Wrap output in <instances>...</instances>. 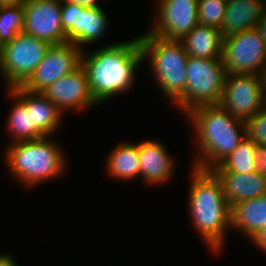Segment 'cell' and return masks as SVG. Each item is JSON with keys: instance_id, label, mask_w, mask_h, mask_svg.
<instances>
[{"instance_id": "13", "label": "cell", "mask_w": 266, "mask_h": 266, "mask_svg": "<svg viewBox=\"0 0 266 266\" xmlns=\"http://www.w3.org/2000/svg\"><path fill=\"white\" fill-rule=\"evenodd\" d=\"M23 9V32L50 45L66 42V34L61 23V0H24Z\"/></svg>"}, {"instance_id": "34", "label": "cell", "mask_w": 266, "mask_h": 266, "mask_svg": "<svg viewBox=\"0 0 266 266\" xmlns=\"http://www.w3.org/2000/svg\"><path fill=\"white\" fill-rule=\"evenodd\" d=\"M264 105L266 106V87H265V98H264Z\"/></svg>"}, {"instance_id": "29", "label": "cell", "mask_w": 266, "mask_h": 266, "mask_svg": "<svg viewBox=\"0 0 266 266\" xmlns=\"http://www.w3.org/2000/svg\"><path fill=\"white\" fill-rule=\"evenodd\" d=\"M255 29L258 31V33L263 38L265 46H266V12L261 17L260 21L256 24Z\"/></svg>"}, {"instance_id": "2", "label": "cell", "mask_w": 266, "mask_h": 266, "mask_svg": "<svg viewBox=\"0 0 266 266\" xmlns=\"http://www.w3.org/2000/svg\"><path fill=\"white\" fill-rule=\"evenodd\" d=\"M191 173L189 215L202 241L216 254L221 252L228 227H231V207L220 180L211 170L193 167Z\"/></svg>"}, {"instance_id": "35", "label": "cell", "mask_w": 266, "mask_h": 266, "mask_svg": "<svg viewBox=\"0 0 266 266\" xmlns=\"http://www.w3.org/2000/svg\"><path fill=\"white\" fill-rule=\"evenodd\" d=\"M264 79H265V86H266V72L264 74Z\"/></svg>"}, {"instance_id": "15", "label": "cell", "mask_w": 266, "mask_h": 266, "mask_svg": "<svg viewBox=\"0 0 266 266\" xmlns=\"http://www.w3.org/2000/svg\"><path fill=\"white\" fill-rule=\"evenodd\" d=\"M166 149L164 144L154 139L139 143L140 176L144 182L160 185L174 175L176 161Z\"/></svg>"}, {"instance_id": "7", "label": "cell", "mask_w": 266, "mask_h": 266, "mask_svg": "<svg viewBox=\"0 0 266 266\" xmlns=\"http://www.w3.org/2000/svg\"><path fill=\"white\" fill-rule=\"evenodd\" d=\"M51 45L25 32L3 46L0 73L7 88L22 86L43 60Z\"/></svg>"}, {"instance_id": "32", "label": "cell", "mask_w": 266, "mask_h": 266, "mask_svg": "<svg viewBox=\"0 0 266 266\" xmlns=\"http://www.w3.org/2000/svg\"><path fill=\"white\" fill-rule=\"evenodd\" d=\"M24 0H0V5L23 3Z\"/></svg>"}, {"instance_id": "24", "label": "cell", "mask_w": 266, "mask_h": 266, "mask_svg": "<svg viewBox=\"0 0 266 266\" xmlns=\"http://www.w3.org/2000/svg\"><path fill=\"white\" fill-rule=\"evenodd\" d=\"M24 25L23 3L0 5V41L3 45L23 32Z\"/></svg>"}, {"instance_id": "11", "label": "cell", "mask_w": 266, "mask_h": 266, "mask_svg": "<svg viewBox=\"0 0 266 266\" xmlns=\"http://www.w3.org/2000/svg\"><path fill=\"white\" fill-rule=\"evenodd\" d=\"M82 51V48L70 42L51 45L43 60L21 87L30 92L42 93L59 78L81 66Z\"/></svg>"}, {"instance_id": "27", "label": "cell", "mask_w": 266, "mask_h": 266, "mask_svg": "<svg viewBox=\"0 0 266 266\" xmlns=\"http://www.w3.org/2000/svg\"><path fill=\"white\" fill-rule=\"evenodd\" d=\"M256 171L266 175V146H258L257 148Z\"/></svg>"}, {"instance_id": "1", "label": "cell", "mask_w": 266, "mask_h": 266, "mask_svg": "<svg viewBox=\"0 0 266 266\" xmlns=\"http://www.w3.org/2000/svg\"><path fill=\"white\" fill-rule=\"evenodd\" d=\"M143 61L139 38L107 45L97 50L82 51L81 66L86 70L94 100L101 104L135 83V71Z\"/></svg>"}, {"instance_id": "28", "label": "cell", "mask_w": 266, "mask_h": 266, "mask_svg": "<svg viewBox=\"0 0 266 266\" xmlns=\"http://www.w3.org/2000/svg\"><path fill=\"white\" fill-rule=\"evenodd\" d=\"M254 246L266 252V226H264L260 232L251 240ZM266 254V253H265Z\"/></svg>"}, {"instance_id": "20", "label": "cell", "mask_w": 266, "mask_h": 266, "mask_svg": "<svg viewBox=\"0 0 266 266\" xmlns=\"http://www.w3.org/2000/svg\"><path fill=\"white\" fill-rule=\"evenodd\" d=\"M180 42L189 57H221L222 37L215 27L197 24Z\"/></svg>"}, {"instance_id": "9", "label": "cell", "mask_w": 266, "mask_h": 266, "mask_svg": "<svg viewBox=\"0 0 266 266\" xmlns=\"http://www.w3.org/2000/svg\"><path fill=\"white\" fill-rule=\"evenodd\" d=\"M265 87L264 76L226 74L219 105L246 121L264 106Z\"/></svg>"}, {"instance_id": "3", "label": "cell", "mask_w": 266, "mask_h": 266, "mask_svg": "<svg viewBox=\"0 0 266 266\" xmlns=\"http://www.w3.org/2000/svg\"><path fill=\"white\" fill-rule=\"evenodd\" d=\"M194 127L200 156L192 164L212 170L247 136L245 120L231 115L218 105H201L185 114Z\"/></svg>"}, {"instance_id": "18", "label": "cell", "mask_w": 266, "mask_h": 266, "mask_svg": "<svg viewBox=\"0 0 266 266\" xmlns=\"http://www.w3.org/2000/svg\"><path fill=\"white\" fill-rule=\"evenodd\" d=\"M266 12V0H232L220 28L222 38L251 30Z\"/></svg>"}, {"instance_id": "6", "label": "cell", "mask_w": 266, "mask_h": 266, "mask_svg": "<svg viewBox=\"0 0 266 266\" xmlns=\"http://www.w3.org/2000/svg\"><path fill=\"white\" fill-rule=\"evenodd\" d=\"M186 70L184 95L174 104L178 110L185 115L201 105H218L227 74L222 58L189 57Z\"/></svg>"}, {"instance_id": "22", "label": "cell", "mask_w": 266, "mask_h": 266, "mask_svg": "<svg viewBox=\"0 0 266 266\" xmlns=\"http://www.w3.org/2000/svg\"><path fill=\"white\" fill-rule=\"evenodd\" d=\"M8 95L13 99V105L7 117L6 128L12 136V142L36 140L44 136L32 125L31 110L10 90Z\"/></svg>"}, {"instance_id": "19", "label": "cell", "mask_w": 266, "mask_h": 266, "mask_svg": "<svg viewBox=\"0 0 266 266\" xmlns=\"http://www.w3.org/2000/svg\"><path fill=\"white\" fill-rule=\"evenodd\" d=\"M266 226V194L231 207V228L252 240Z\"/></svg>"}, {"instance_id": "33", "label": "cell", "mask_w": 266, "mask_h": 266, "mask_svg": "<svg viewBox=\"0 0 266 266\" xmlns=\"http://www.w3.org/2000/svg\"><path fill=\"white\" fill-rule=\"evenodd\" d=\"M3 44H2V42L0 41V57H1V54H2V50H3Z\"/></svg>"}, {"instance_id": "26", "label": "cell", "mask_w": 266, "mask_h": 266, "mask_svg": "<svg viewBox=\"0 0 266 266\" xmlns=\"http://www.w3.org/2000/svg\"><path fill=\"white\" fill-rule=\"evenodd\" d=\"M246 134L257 145L266 146V106L246 121Z\"/></svg>"}, {"instance_id": "5", "label": "cell", "mask_w": 266, "mask_h": 266, "mask_svg": "<svg viewBox=\"0 0 266 266\" xmlns=\"http://www.w3.org/2000/svg\"><path fill=\"white\" fill-rule=\"evenodd\" d=\"M143 62L148 57L158 87L175 104L185 92L188 54L180 41L165 40L146 32L138 36Z\"/></svg>"}, {"instance_id": "21", "label": "cell", "mask_w": 266, "mask_h": 266, "mask_svg": "<svg viewBox=\"0 0 266 266\" xmlns=\"http://www.w3.org/2000/svg\"><path fill=\"white\" fill-rule=\"evenodd\" d=\"M107 157L105 169L109 177L119 181L140 177L139 143L120 142Z\"/></svg>"}, {"instance_id": "8", "label": "cell", "mask_w": 266, "mask_h": 266, "mask_svg": "<svg viewBox=\"0 0 266 266\" xmlns=\"http://www.w3.org/2000/svg\"><path fill=\"white\" fill-rule=\"evenodd\" d=\"M221 58L227 74L266 72V46L255 28L222 38Z\"/></svg>"}, {"instance_id": "4", "label": "cell", "mask_w": 266, "mask_h": 266, "mask_svg": "<svg viewBox=\"0 0 266 266\" xmlns=\"http://www.w3.org/2000/svg\"><path fill=\"white\" fill-rule=\"evenodd\" d=\"M49 138L15 142L5 150L9 172L26 187L60 177L65 171L66 156Z\"/></svg>"}, {"instance_id": "14", "label": "cell", "mask_w": 266, "mask_h": 266, "mask_svg": "<svg viewBox=\"0 0 266 266\" xmlns=\"http://www.w3.org/2000/svg\"><path fill=\"white\" fill-rule=\"evenodd\" d=\"M42 94L54 103L63 114H65L64 111L82 110L98 104L91 95L87 73L82 66L59 78Z\"/></svg>"}, {"instance_id": "25", "label": "cell", "mask_w": 266, "mask_h": 266, "mask_svg": "<svg viewBox=\"0 0 266 266\" xmlns=\"http://www.w3.org/2000/svg\"><path fill=\"white\" fill-rule=\"evenodd\" d=\"M228 2L224 0H198V24L220 30Z\"/></svg>"}, {"instance_id": "12", "label": "cell", "mask_w": 266, "mask_h": 266, "mask_svg": "<svg viewBox=\"0 0 266 266\" xmlns=\"http://www.w3.org/2000/svg\"><path fill=\"white\" fill-rule=\"evenodd\" d=\"M158 11L148 33L180 41L198 24V0H158ZM157 19V20H156Z\"/></svg>"}, {"instance_id": "31", "label": "cell", "mask_w": 266, "mask_h": 266, "mask_svg": "<svg viewBox=\"0 0 266 266\" xmlns=\"http://www.w3.org/2000/svg\"><path fill=\"white\" fill-rule=\"evenodd\" d=\"M67 1L69 3H73V4H79L81 6H85V7H101L99 6V4L97 3L98 0H64Z\"/></svg>"}, {"instance_id": "30", "label": "cell", "mask_w": 266, "mask_h": 266, "mask_svg": "<svg viewBox=\"0 0 266 266\" xmlns=\"http://www.w3.org/2000/svg\"><path fill=\"white\" fill-rule=\"evenodd\" d=\"M9 253L0 255V266H17L16 260Z\"/></svg>"}, {"instance_id": "17", "label": "cell", "mask_w": 266, "mask_h": 266, "mask_svg": "<svg viewBox=\"0 0 266 266\" xmlns=\"http://www.w3.org/2000/svg\"><path fill=\"white\" fill-rule=\"evenodd\" d=\"M213 173L220 180L223 194L230 207L266 194V175L257 171L248 174L235 172Z\"/></svg>"}, {"instance_id": "10", "label": "cell", "mask_w": 266, "mask_h": 266, "mask_svg": "<svg viewBox=\"0 0 266 266\" xmlns=\"http://www.w3.org/2000/svg\"><path fill=\"white\" fill-rule=\"evenodd\" d=\"M108 17L101 7H85L61 0V23L66 42L80 45L99 41L106 33Z\"/></svg>"}, {"instance_id": "16", "label": "cell", "mask_w": 266, "mask_h": 266, "mask_svg": "<svg viewBox=\"0 0 266 266\" xmlns=\"http://www.w3.org/2000/svg\"><path fill=\"white\" fill-rule=\"evenodd\" d=\"M10 90L31 110L32 125L44 136H51L58 130L63 113L42 93L27 91L21 86Z\"/></svg>"}, {"instance_id": "23", "label": "cell", "mask_w": 266, "mask_h": 266, "mask_svg": "<svg viewBox=\"0 0 266 266\" xmlns=\"http://www.w3.org/2000/svg\"><path fill=\"white\" fill-rule=\"evenodd\" d=\"M258 146L246 136L240 144L212 172H235L248 174L256 171V155Z\"/></svg>"}]
</instances>
